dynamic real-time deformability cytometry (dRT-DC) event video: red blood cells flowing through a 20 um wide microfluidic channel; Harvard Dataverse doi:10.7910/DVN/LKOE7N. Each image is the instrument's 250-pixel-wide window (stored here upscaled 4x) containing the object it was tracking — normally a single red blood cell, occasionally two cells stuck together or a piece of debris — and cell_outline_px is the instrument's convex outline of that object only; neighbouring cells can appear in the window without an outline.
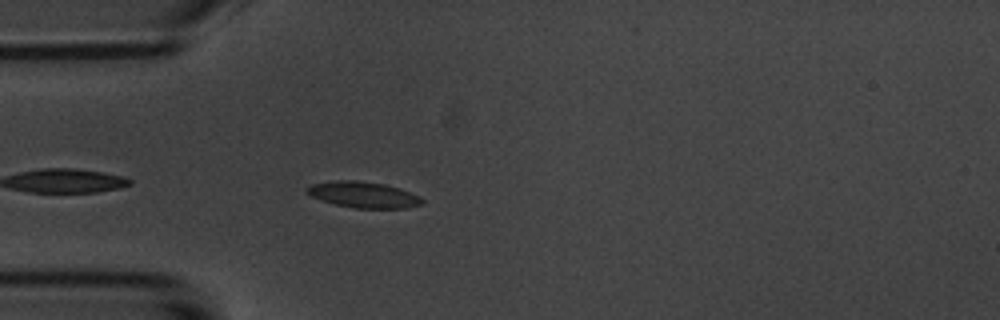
{"species": "common noctule bat (a hibernating species)", "species_latin": "Nyctalus noctula", "temperature_condition": "room temperature", "stored_images_in_passage": 3, "camera_frame_rate_fps": 3000, "um_per_image_px": 0.085, "animal": {"sex": "male", "body_mass_g": 20.1, "forearm_length_mm": 53.5}, "frame": {"image": 1, "passage_image": 3, "time_ms": 3.0, "image_size_px": [1000, 320], "cell_outline_px": [[424, 204], [408, 208], [356, 208], [336, 204], [320, 200], [304, 192], [304, 188], [312, 184], [336, 180], [356, 180], [384, 184], [400, 188], [420, 196], [424, 200]], "centroid_in_image_um": [30.9, 16.55], "position_along_channel_um": 54.1, "area_um2": 17.63}}